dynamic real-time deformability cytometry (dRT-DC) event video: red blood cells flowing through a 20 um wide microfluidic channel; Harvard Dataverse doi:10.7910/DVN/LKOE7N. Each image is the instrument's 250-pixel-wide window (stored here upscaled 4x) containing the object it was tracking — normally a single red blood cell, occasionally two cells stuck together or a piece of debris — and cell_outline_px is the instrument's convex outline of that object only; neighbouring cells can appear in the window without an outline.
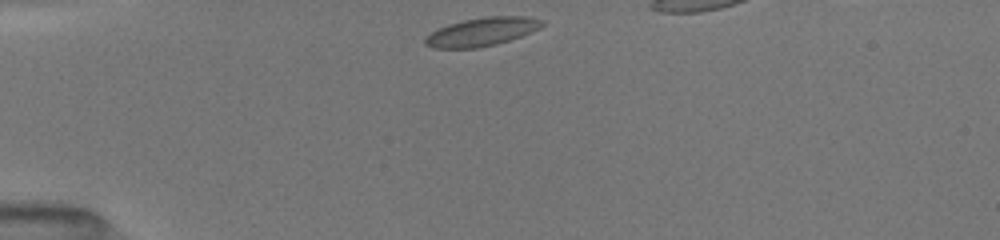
{"species": "common noctule bat (a hibernating species)", "species_latin": "Nyctalus noctula", "temperature_condition": "room temperature", "stored_images_in_passage": 14, "camera_frame_rate_fps": 3000, "um_per_image_px": 0.085, "animal": {"sex": "female", "body_mass_g": 19.5, "forearm_length_mm": 54.1}, "frame": {"image": 1, "passage_image": 1, "time_ms": 0.0, "image_size_px": [1000, 240], "cell_outline_px": [[544, 24], [540, 28], [532, 32], [496, 44], [476, 48], [432, 48], [424, 44], [424, 36], [448, 24], [464, 20], [484, 16], [528, 16], [544, 20]], "centroid_in_image_um": [40.96, 2.69], "position_along_channel_um": 44.0, "area_um2": 19.42}}
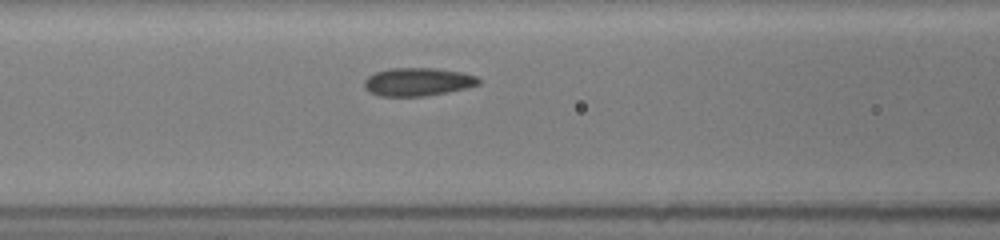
{"frame": {"image": 2, "passage_image": 6, "time_ms": 3.0, "image_size_px": [1000, 240], "cell_outline_px": [[480, 84], [468, 88], [428, 96], [380, 96], [368, 92], [364, 88], [364, 80], [368, 76], [376, 72], [388, 68], [436, 68], [460, 72], [476, 76], [480, 80]], "centroid_in_image_um": [35.5, 6.96], "position_along_channel_um": 131.1, "area_um2": 18.96}}
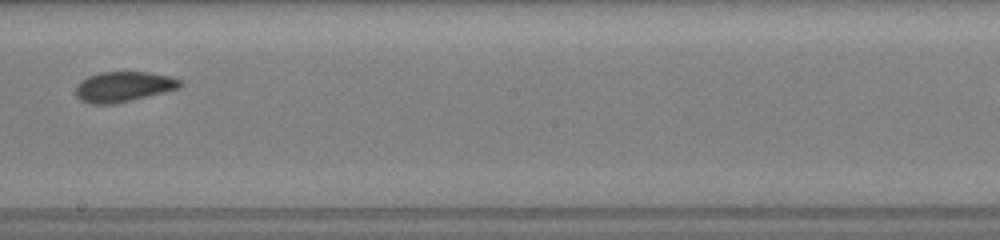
{"frame": {"image": 3, "passage_image": 10, "time_ms": 5.667, "image_size_px": [1000, 240], "cell_outline_px": [[184, 84], [180, 88], [164, 92], [112, 104], [88, 104], [80, 100], [76, 96], [76, 84], [80, 80], [88, 76], [100, 72], [148, 72], [172, 76], [180, 80]], "centroid_in_image_um": [10.48, 7.36], "position_along_channel_um": 237.7, "area_um2": 18.5}}